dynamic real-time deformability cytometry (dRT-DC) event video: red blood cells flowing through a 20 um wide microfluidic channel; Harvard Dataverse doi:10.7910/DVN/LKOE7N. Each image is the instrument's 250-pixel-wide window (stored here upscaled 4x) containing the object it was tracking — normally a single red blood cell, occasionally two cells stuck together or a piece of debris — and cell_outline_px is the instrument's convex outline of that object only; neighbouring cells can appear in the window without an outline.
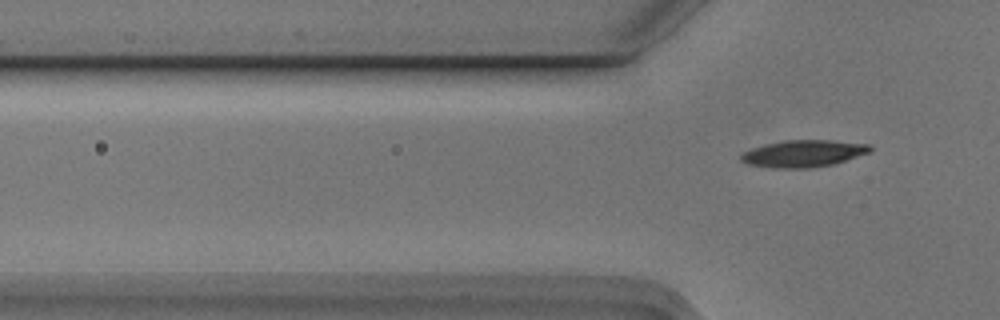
{"species": "Egyptian fruit bat (a non-hibernating species)", "species_latin": "Rousettus aegyptiacus", "temperature_condition": "cold", "stored_images_in_passage": 4, "camera_frame_rate_fps": 3000, "um_per_image_px": 0.085, "animal": {"sex": "male"}, "frame": {"image": 1, "passage_image": 4, "time_ms": 1.0, "image_size_px": [1000, 320], "cell_outline_px": [[872, 148], [868, 152], [832, 164], [808, 168], [776, 168], [748, 164], [740, 160], [740, 156], [744, 152], [752, 148], [784, 140], [832, 140], [872, 144]], "centroid_in_image_um": [68.29, 13.04], "position_along_channel_um": 57.5, "area_um2": 20.0}}